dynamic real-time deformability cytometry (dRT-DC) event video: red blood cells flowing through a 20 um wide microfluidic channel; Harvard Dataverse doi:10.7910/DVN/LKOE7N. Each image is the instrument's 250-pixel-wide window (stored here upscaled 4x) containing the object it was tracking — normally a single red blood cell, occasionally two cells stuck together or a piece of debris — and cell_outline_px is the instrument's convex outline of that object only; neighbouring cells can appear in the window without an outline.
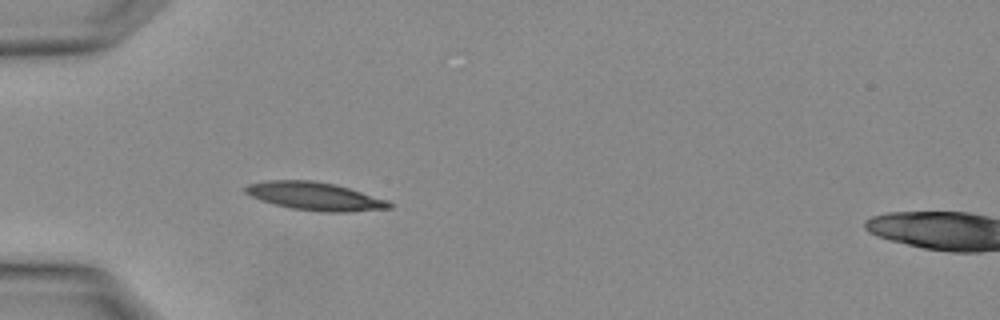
{"species": "Egyptian fruit bat (a non-hibernating species)", "species_latin": "Rousettus aegyptiacus", "temperature_condition": "warm", "stored_images_in_passage": 3, "camera_frame_rate_fps": 3000, "um_per_image_px": 0.085, "animal": {"sex": "female"}, "frame": {"image": 1, "passage_image": 2, "time_ms": 0.333, "image_size_px": [1000, 320], "cell_outline_px": [[392, 208], [348, 212], [324, 212], [292, 208], [260, 200], [244, 192], [244, 188], [248, 184], [268, 180], [312, 180], [336, 184], [388, 200], [392, 204]], "centroid_in_image_um": [26.79, 16.67], "position_along_channel_um": 58.2, "area_um2": 23.47}}